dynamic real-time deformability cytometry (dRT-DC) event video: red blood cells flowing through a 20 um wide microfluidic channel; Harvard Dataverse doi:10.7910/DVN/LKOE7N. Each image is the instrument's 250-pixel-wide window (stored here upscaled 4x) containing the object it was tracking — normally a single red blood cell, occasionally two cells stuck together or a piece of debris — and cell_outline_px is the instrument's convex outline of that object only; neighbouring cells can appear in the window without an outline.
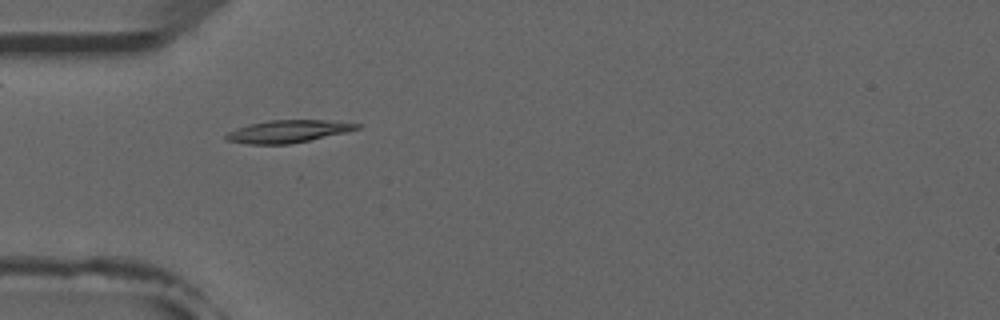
{"species": "common noctule bat (a hibernating species)", "species_latin": "Nyctalus noctula", "temperature_condition": "room temperature", "stored_images_in_passage": 6, "camera_frame_rate_fps": 3000, "um_per_image_px": 0.085, "animal": {"sex": "male", "forearm_length_mm": 52.5}, "frame": {"image": 1, "passage_image": 5, "time_ms": 4.667, "image_size_px": [1000, 320], "cell_outline_px": [[360, 128], [344, 132], [308, 140], [288, 144], [248, 144], [228, 140], [224, 136], [228, 132], [236, 128], [248, 124], [268, 120], [328, 120], [360, 124]], "centroid_in_image_um": [24.43, 11.15], "position_along_channel_um": 60.6, "area_um2": 16.88}}
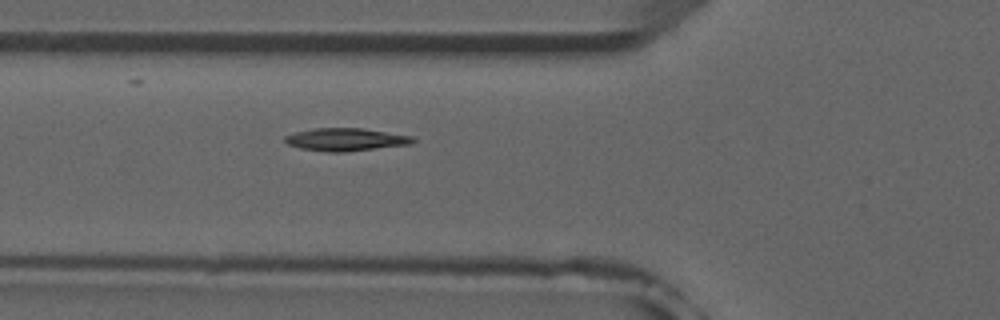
{"frame": {"image": 2, "passage_image": 6, "time_ms": 5.667, "image_size_px": [1000, 320], "cell_outline_px": [[416, 140], [408, 144], [344, 152], [328, 152], [300, 148], [288, 144], [284, 140], [284, 136], [296, 132], [316, 128], [360, 128], [412, 136]], "centroid_in_image_um": [29.34, 11.86], "position_along_channel_um": 96.5, "area_um2": 16.65}}